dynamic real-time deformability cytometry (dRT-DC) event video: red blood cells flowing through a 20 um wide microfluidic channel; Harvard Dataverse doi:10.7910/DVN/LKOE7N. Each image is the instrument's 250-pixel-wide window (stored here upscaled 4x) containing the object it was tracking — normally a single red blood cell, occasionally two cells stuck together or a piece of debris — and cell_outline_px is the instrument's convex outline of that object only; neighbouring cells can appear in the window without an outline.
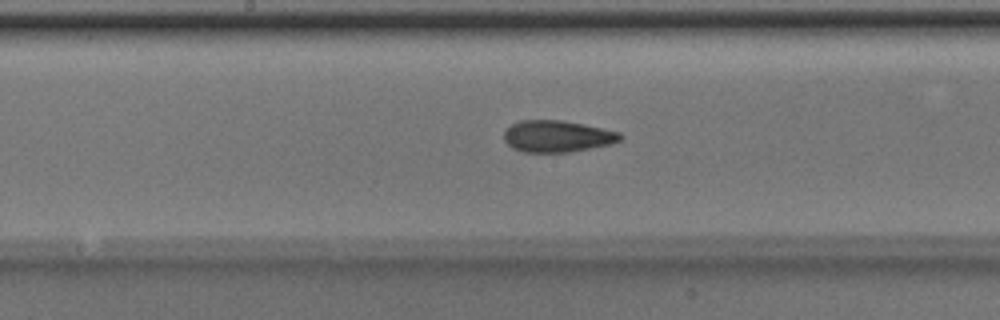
{"species": "Egyptian fruit bat (a non-hibernating species)", "species_latin": "Rousettus aegyptiacus", "temperature_condition": "room temperature", "stored_images_in_passage": 48, "camera_frame_rate_fps": 3000, "um_per_image_px": 0.085, "animal": {"sex": "male"}, "frame": {"image": 1, "passage_image": 24, "time_ms": 7.667, "image_size_px": [1000, 320], "cell_outline_px": [[624, 136], [620, 140], [612, 144], [568, 152], [524, 152], [512, 148], [504, 140], [504, 132], [512, 124], [520, 120], [564, 120], [584, 124], [620, 132]], "centroid_in_image_um": [47.38, 11.58], "position_along_channel_um": 200.8, "area_um2": 21.5}}
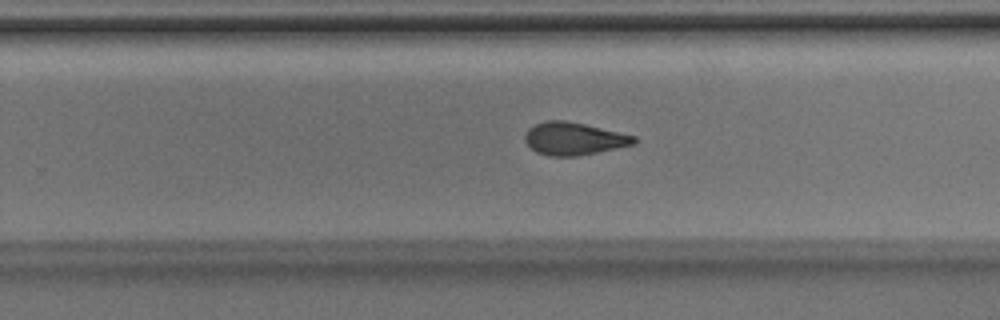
{"frame": {"image": 2, "passage_image": 30, "time_ms": 9.667, "image_size_px": [1000, 320], "cell_outline_px": [[636, 144], [576, 156], [548, 156], [536, 152], [524, 140], [524, 136], [528, 128], [544, 120], [564, 120], [584, 124], [636, 136]], "centroid_in_image_um": [48.75, 11.78], "position_along_channel_um": 281.0, "area_um2": 20.63}}
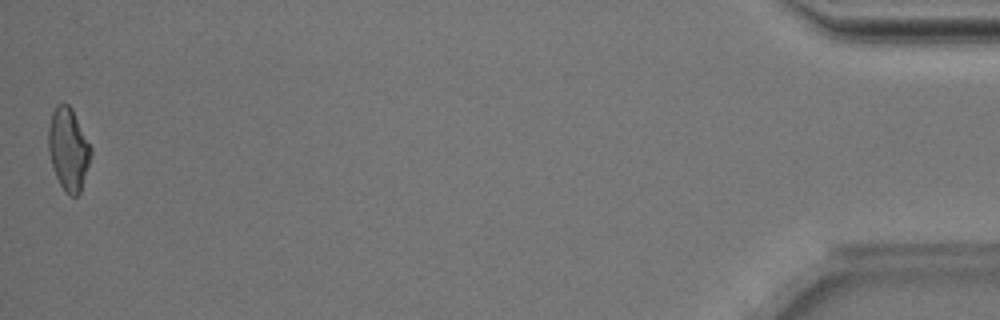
{"frame": {"image": 3, "passage_image": 48, "time_ms": 15.667, "image_size_px": [1000, 320], "cell_outline_px": [[92, 152], [80, 192], [76, 196], [68, 196], [64, 192], [56, 176], [52, 164], [48, 148], [48, 128], [52, 112], [56, 104], [68, 104], [72, 108], [92, 148]], "centroid_in_image_um": [5.81, 12.67], "position_along_channel_um": 429.4, "area_um2": 20.35}, "authors_computed_cell_mechanics": {"area_um2": 21.0103, "velocity_mm_per_s": 4.0351, "shape_relaxation_time_tau1_ms": 5.2434, "shape_relaxation_time_tau2_ms": 2.1517, "deformation_change_tau1": 0.1527, "deformation_change_tau2": 0.0923}}